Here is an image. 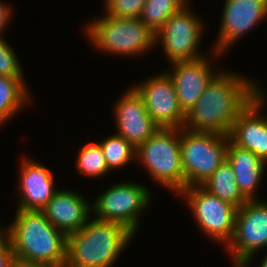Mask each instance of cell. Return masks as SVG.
<instances>
[{
  "label": "cell",
  "mask_w": 267,
  "mask_h": 267,
  "mask_svg": "<svg viewBox=\"0 0 267 267\" xmlns=\"http://www.w3.org/2000/svg\"><path fill=\"white\" fill-rule=\"evenodd\" d=\"M231 72L219 71L211 80L197 103L186 113L184 129L230 134L237 116L263 90L253 80Z\"/></svg>",
  "instance_id": "obj_1"
},
{
  "label": "cell",
  "mask_w": 267,
  "mask_h": 267,
  "mask_svg": "<svg viewBox=\"0 0 267 267\" xmlns=\"http://www.w3.org/2000/svg\"><path fill=\"white\" fill-rule=\"evenodd\" d=\"M135 234L126 226L97 218L66 236L64 267H111Z\"/></svg>",
  "instance_id": "obj_2"
},
{
  "label": "cell",
  "mask_w": 267,
  "mask_h": 267,
  "mask_svg": "<svg viewBox=\"0 0 267 267\" xmlns=\"http://www.w3.org/2000/svg\"><path fill=\"white\" fill-rule=\"evenodd\" d=\"M9 226V241L14 256L64 267L66 235L54 227L42 211L17 209Z\"/></svg>",
  "instance_id": "obj_3"
},
{
  "label": "cell",
  "mask_w": 267,
  "mask_h": 267,
  "mask_svg": "<svg viewBox=\"0 0 267 267\" xmlns=\"http://www.w3.org/2000/svg\"><path fill=\"white\" fill-rule=\"evenodd\" d=\"M89 24L85 28L88 40L103 53L139 56L156 45L155 33L140 18L105 15Z\"/></svg>",
  "instance_id": "obj_4"
},
{
  "label": "cell",
  "mask_w": 267,
  "mask_h": 267,
  "mask_svg": "<svg viewBox=\"0 0 267 267\" xmlns=\"http://www.w3.org/2000/svg\"><path fill=\"white\" fill-rule=\"evenodd\" d=\"M136 159L150 177L178 194L185 189V176L181 164L180 128H159L144 143L136 147Z\"/></svg>",
  "instance_id": "obj_5"
},
{
  "label": "cell",
  "mask_w": 267,
  "mask_h": 267,
  "mask_svg": "<svg viewBox=\"0 0 267 267\" xmlns=\"http://www.w3.org/2000/svg\"><path fill=\"white\" fill-rule=\"evenodd\" d=\"M229 136L180 128L181 164L185 188L200 186L226 159Z\"/></svg>",
  "instance_id": "obj_6"
},
{
  "label": "cell",
  "mask_w": 267,
  "mask_h": 267,
  "mask_svg": "<svg viewBox=\"0 0 267 267\" xmlns=\"http://www.w3.org/2000/svg\"><path fill=\"white\" fill-rule=\"evenodd\" d=\"M233 267H249L255 253L267 247V202L248 199L235 215L234 234L226 245Z\"/></svg>",
  "instance_id": "obj_7"
},
{
  "label": "cell",
  "mask_w": 267,
  "mask_h": 267,
  "mask_svg": "<svg viewBox=\"0 0 267 267\" xmlns=\"http://www.w3.org/2000/svg\"><path fill=\"white\" fill-rule=\"evenodd\" d=\"M151 193L148 187L135 182L113 184L92 204L95 218L118 222L134 234L139 226L141 212L149 207ZM139 216V217H138Z\"/></svg>",
  "instance_id": "obj_8"
},
{
  "label": "cell",
  "mask_w": 267,
  "mask_h": 267,
  "mask_svg": "<svg viewBox=\"0 0 267 267\" xmlns=\"http://www.w3.org/2000/svg\"><path fill=\"white\" fill-rule=\"evenodd\" d=\"M198 226L204 234L227 245L234 234L237 207L208 193L201 186H190L181 190Z\"/></svg>",
  "instance_id": "obj_9"
},
{
  "label": "cell",
  "mask_w": 267,
  "mask_h": 267,
  "mask_svg": "<svg viewBox=\"0 0 267 267\" xmlns=\"http://www.w3.org/2000/svg\"><path fill=\"white\" fill-rule=\"evenodd\" d=\"M188 5L174 13L155 34L156 44L160 42L170 63L195 61L206 56L197 49L202 39L203 23Z\"/></svg>",
  "instance_id": "obj_10"
},
{
  "label": "cell",
  "mask_w": 267,
  "mask_h": 267,
  "mask_svg": "<svg viewBox=\"0 0 267 267\" xmlns=\"http://www.w3.org/2000/svg\"><path fill=\"white\" fill-rule=\"evenodd\" d=\"M133 87L142 96L146 111L159 128H183L186 114L181 110L166 70Z\"/></svg>",
  "instance_id": "obj_11"
},
{
  "label": "cell",
  "mask_w": 267,
  "mask_h": 267,
  "mask_svg": "<svg viewBox=\"0 0 267 267\" xmlns=\"http://www.w3.org/2000/svg\"><path fill=\"white\" fill-rule=\"evenodd\" d=\"M217 40L216 58L267 17V0H225Z\"/></svg>",
  "instance_id": "obj_12"
},
{
  "label": "cell",
  "mask_w": 267,
  "mask_h": 267,
  "mask_svg": "<svg viewBox=\"0 0 267 267\" xmlns=\"http://www.w3.org/2000/svg\"><path fill=\"white\" fill-rule=\"evenodd\" d=\"M114 105L117 135L122 136L135 147L144 143L159 127L146 111L142 96L132 86L126 89Z\"/></svg>",
  "instance_id": "obj_13"
},
{
  "label": "cell",
  "mask_w": 267,
  "mask_h": 267,
  "mask_svg": "<svg viewBox=\"0 0 267 267\" xmlns=\"http://www.w3.org/2000/svg\"><path fill=\"white\" fill-rule=\"evenodd\" d=\"M205 57L195 61H175L166 73L172 79L181 107L186 114L199 100L211 80L219 73L212 71L209 60Z\"/></svg>",
  "instance_id": "obj_14"
},
{
  "label": "cell",
  "mask_w": 267,
  "mask_h": 267,
  "mask_svg": "<svg viewBox=\"0 0 267 267\" xmlns=\"http://www.w3.org/2000/svg\"><path fill=\"white\" fill-rule=\"evenodd\" d=\"M264 91L237 116L229 139L237 146L248 149L267 163V115H260L266 101Z\"/></svg>",
  "instance_id": "obj_15"
},
{
  "label": "cell",
  "mask_w": 267,
  "mask_h": 267,
  "mask_svg": "<svg viewBox=\"0 0 267 267\" xmlns=\"http://www.w3.org/2000/svg\"><path fill=\"white\" fill-rule=\"evenodd\" d=\"M41 211L54 227L67 236L85 226L91 217L92 207L79 193L59 189Z\"/></svg>",
  "instance_id": "obj_16"
},
{
  "label": "cell",
  "mask_w": 267,
  "mask_h": 267,
  "mask_svg": "<svg viewBox=\"0 0 267 267\" xmlns=\"http://www.w3.org/2000/svg\"><path fill=\"white\" fill-rule=\"evenodd\" d=\"M19 171V205L17 209L41 211L54 196V175L43 164L33 160L21 161Z\"/></svg>",
  "instance_id": "obj_17"
},
{
  "label": "cell",
  "mask_w": 267,
  "mask_h": 267,
  "mask_svg": "<svg viewBox=\"0 0 267 267\" xmlns=\"http://www.w3.org/2000/svg\"><path fill=\"white\" fill-rule=\"evenodd\" d=\"M226 159L231 164L236 183L247 199H256V189L263 177L267 163L248 149L235 145L230 139Z\"/></svg>",
  "instance_id": "obj_18"
},
{
  "label": "cell",
  "mask_w": 267,
  "mask_h": 267,
  "mask_svg": "<svg viewBox=\"0 0 267 267\" xmlns=\"http://www.w3.org/2000/svg\"><path fill=\"white\" fill-rule=\"evenodd\" d=\"M208 193L240 208L248 199L241 193L233 168L225 159L216 171L200 185Z\"/></svg>",
  "instance_id": "obj_19"
},
{
  "label": "cell",
  "mask_w": 267,
  "mask_h": 267,
  "mask_svg": "<svg viewBox=\"0 0 267 267\" xmlns=\"http://www.w3.org/2000/svg\"><path fill=\"white\" fill-rule=\"evenodd\" d=\"M29 94L23 77L0 76V125L30 102Z\"/></svg>",
  "instance_id": "obj_20"
},
{
  "label": "cell",
  "mask_w": 267,
  "mask_h": 267,
  "mask_svg": "<svg viewBox=\"0 0 267 267\" xmlns=\"http://www.w3.org/2000/svg\"><path fill=\"white\" fill-rule=\"evenodd\" d=\"M188 4V0H146L140 20L155 34L176 12Z\"/></svg>",
  "instance_id": "obj_21"
},
{
  "label": "cell",
  "mask_w": 267,
  "mask_h": 267,
  "mask_svg": "<svg viewBox=\"0 0 267 267\" xmlns=\"http://www.w3.org/2000/svg\"><path fill=\"white\" fill-rule=\"evenodd\" d=\"M98 143L103 150L109 171L136 161V147L116 133Z\"/></svg>",
  "instance_id": "obj_22"
},
{
  "label": "cell",
  "mask_w": 267,
  "mask_h": 267,
  "mask_svg": "<svg viewBox=\"0 0 267 267\" xmlns=\"http://www.w3.org/2000/svg\"><path fill=\"white\" fill-rule=\"evenodd\" d=\"M76 166L77 171L87 177H101L110 172L103 150L98 142L88 143L81 147Z\"/></svg>",
  "instance_id": "obj_23"
},
{
  "label": "cell",
  "mask_w": 267,
  "mask_h": 267,
  "mask_svg": "<svg viewBox=\"0 0 267 267\" xmlns=\"http://www.w3.org/2000/svg\"><path fill=\"white\" fill-rule=\"evenodd\" d=\"M146 0H105L108 16L116 18H139Z\"/></svg>",
  "instance_id": "obj_24"
},
{
  "label": "cell",
  "mask_w": 267,
  "mask_h": 267,
  "mask_svg": "<svg viewBox=\"0 0 267 267\" xmlns=\"http://www.w3.org/2000/svg\"><path fill=\"white\" fill-rule=\"evenodd\" d=\"M10 44L0 36V76L23 77L21 63Z\"/></svg>",
  "instance_id": "obj_25"
},
{
  "label": "cell",
  "mask_w": 267,
  "mask_h": 267,
  "mask_svg": "<svg viewBox=\"0 0 267 267\" xmlns=\"http://www.w3.org/2000/svg\"><path fill=\"white\" fill-rule=\"evenodd\" d=\"M14 256L10 241L0 243V267H9Z\"/></svg>",
  "instance_id": "obj_26"
},
{
  "label": "cell",
  "mask_w": 267,
  "mask_h": 267,
  "mask_svg": "<svg viewBox=\"0 0 267 267\" xmlns=\"http://www.w3.org/2000/svg\"><path fill=\"white\" fill-rule=\"evenodd\" d=\"M9 267H55L48 264L26 260L17 256L11 258Z\"/></svg>",
  "instance_id": "obj_27"
},
{
  "label": "cell",
  "mask_w": 267,
  "mask_h": 267,
  "mask_svg": "<svg viewBox=\"0 0 267 267\" xmlns=\"http://www.w3.org/2000/svg\"><path fill=\"white\" fill-rule=\"evenodd\" d=\"M12 9L10 5H7V3H3L0 1V36L4 29L6 30V26L10 22V18H12Z\"/></svg>",
  "instance_id": "obj_28"
},
{
  "label": "cell",
  "mask_w": 267,
  "mask_h": 267,
  "mask_svg": "<svg viewBox=\"0 0 267 267\" xmlns=\"http://www.w3.org/2000/svg\"><path fill=\"white\" fill-rule=\"evenodd\" d=\"M6 241H9V226L3 229L0 223V243Z\"/></svg>",
  "instance_id": "obj_29"
},
{
  "label": "cell",
  "mask_w": 267,
  "mask_h": 267,
  "mask_svg": "<svg viewBox=\"0 0 267 267\" xmlns=\"http://www.w3.org/2000/svg\"><path fill=\"white\" fill-rule=\"evenodd\" d=\"M263 258L264 259L261 260L262 262L259 267H267V253Z\"/></svg>",
  "instance_id": "obj_30"
}]
</instances>
